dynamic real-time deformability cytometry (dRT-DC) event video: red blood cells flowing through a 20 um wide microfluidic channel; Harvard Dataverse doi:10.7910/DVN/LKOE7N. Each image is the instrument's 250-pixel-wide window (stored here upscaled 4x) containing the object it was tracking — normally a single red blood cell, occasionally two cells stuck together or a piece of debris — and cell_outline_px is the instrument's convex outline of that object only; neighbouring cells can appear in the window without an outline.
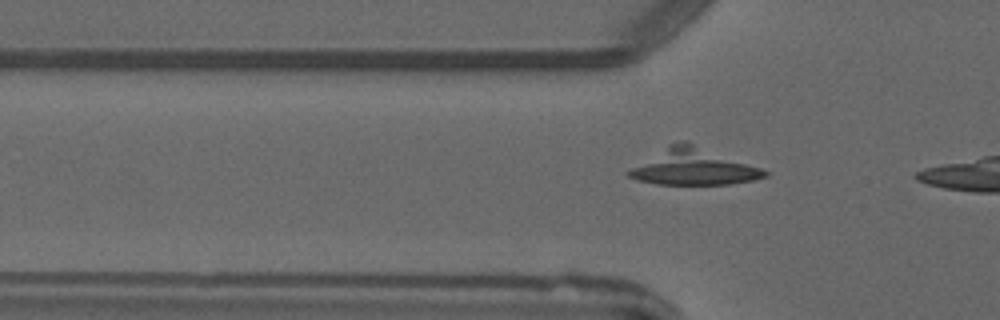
{"species": "common noctule bat (a hibernating species)", "species_latin": "Nyctalus noctula", "temperature_condition": "warm", "stored_images_in_passage": 5, "camera_frame_rate_fps": 3000, "um_per_image_px": 0.085, "animal": {"sex": "male", "forearm_length_mm": 52.5}, "frame": {"image": 1, "passage_image": 5, "time_ms": 4.667, "image_size_px": [1000, 320], "cell_outline_px": [[768, 176], [752, 180], [728, 184], [656, 184], [636, 180], [628, 176], [624, 172], [668, 144], [684, 140], [688, 140], [760, 168], [768, 172]], "centroid_in_image_um": [58.9, 14.17], "position_along_channel_um": 66.9, "area_um2": 28.84}}